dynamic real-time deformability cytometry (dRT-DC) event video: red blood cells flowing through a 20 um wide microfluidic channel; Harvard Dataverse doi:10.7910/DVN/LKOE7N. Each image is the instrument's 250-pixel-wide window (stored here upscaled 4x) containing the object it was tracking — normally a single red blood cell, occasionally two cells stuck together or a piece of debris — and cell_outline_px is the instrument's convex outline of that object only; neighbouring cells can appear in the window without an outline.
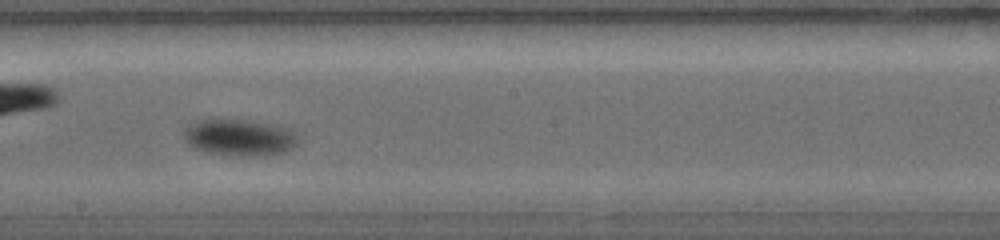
{"species": "common noctule bat (a hibernating species)", "species_latin": "Nyctalus noctula", "temperature_condition": "warm", "stored_images_in_passage": 19, "camera_frame_rate_fps": 5000, "um_per_image_px": 0.085, "animal": {"sex": "female", "body_mass_g": 19.0, "forearm_length_mm": 56.7}, "frame": {"image": 1, "passage_image": 11, "time_ms": 4.8, "image_size_px": [1000, 240], "cell_outline_px": [[296, 144], [292, 148], [284, 152], [252, 156], [240, 156], [204, 152], [188, 144], [184, 140], [184, 132], [188, 124], [196, 120], [244, 120], [276, 124], [288, 128], [292, 132], [296, 140]], "centroid_in_image_um": [20.31, 11.68], "position_along_channel_um": 227.9, "area_um2": 24.1}}